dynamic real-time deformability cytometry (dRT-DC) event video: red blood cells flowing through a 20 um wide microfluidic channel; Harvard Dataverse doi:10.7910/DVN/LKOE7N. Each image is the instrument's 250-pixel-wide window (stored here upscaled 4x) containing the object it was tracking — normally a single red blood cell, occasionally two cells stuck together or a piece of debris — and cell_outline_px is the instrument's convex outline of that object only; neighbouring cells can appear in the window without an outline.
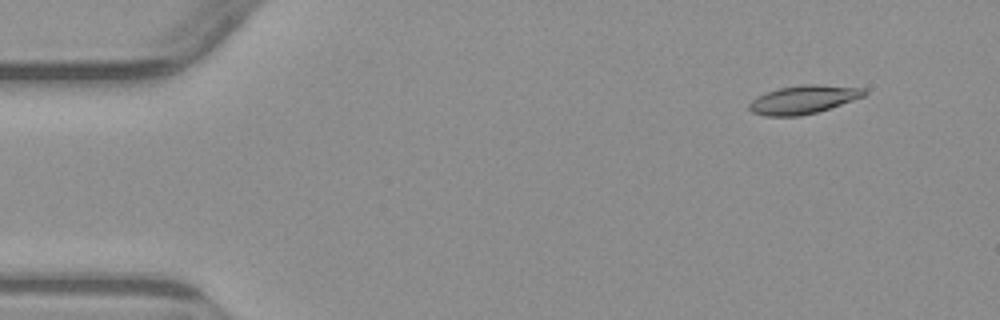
{"species": "common noctule bat (a hibernating species)", "species_latin": "Nyctalus noctula", "temperature_condition": "warm", "stored_images_in_passage": 3, "camera_frame_rate_fps": 3000, "um_per_image_px": 0.085, "animal": {"sex": "male", "body_mass_g": 23.1, "forearm_length_mm": 52.7}, "frame": {"image": 1, "passage_image": 3, "time_ms": 2.333, "image_size_px": [1000, 320], "cell_outline_px": [[868, 92], [864, 96], [816, 112], [800, 116], [764, 116], [752, 112], [748, 108], [748, 104], [756, 96], [764, 92], [780, 88], [804, 84], [816, 84], [864, 88]], "centroid_in_image_um": [68.24, 8.46], "position_along_channel_um": 16.8, "area_um2": 18.96}}